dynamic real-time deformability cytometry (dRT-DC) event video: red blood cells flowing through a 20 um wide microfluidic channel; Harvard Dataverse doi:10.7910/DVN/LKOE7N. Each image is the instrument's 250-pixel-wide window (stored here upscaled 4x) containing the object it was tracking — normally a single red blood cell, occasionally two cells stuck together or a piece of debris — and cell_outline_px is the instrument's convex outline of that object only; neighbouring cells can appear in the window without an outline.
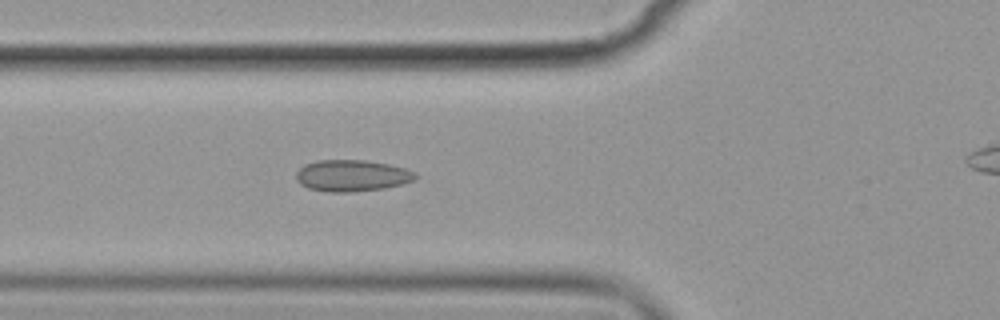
{"species": "common noctule bat (a hibernating species)", "species_latin": "Nyctalus noctula", "temperature_condition": "cold", "stored_images_in_passage": 6, "camera_frame_rate_fps": 3000, "um_per_image_px": 0.085, "animal": {"sex": "female", "body_mass_g": 19.9}, "frame": {"image": 1, "passage_image": 5, "time_ms": 4.667, "image_size_px": [1000, 320], "cell_outline_px": [[416, 180], [404, 184], [384, 188], [352, 192], [324, 192], [308, 188], [300, 184], [296, 180], [296, 172], [304, 164], [316, 160], [364, 160], [388, 164], [404, 168], [416, 172]], "centroid_in_image_um": [29.9, 14.93], "position_along_channel_um": 95.9, "area_um2": 22.14}}